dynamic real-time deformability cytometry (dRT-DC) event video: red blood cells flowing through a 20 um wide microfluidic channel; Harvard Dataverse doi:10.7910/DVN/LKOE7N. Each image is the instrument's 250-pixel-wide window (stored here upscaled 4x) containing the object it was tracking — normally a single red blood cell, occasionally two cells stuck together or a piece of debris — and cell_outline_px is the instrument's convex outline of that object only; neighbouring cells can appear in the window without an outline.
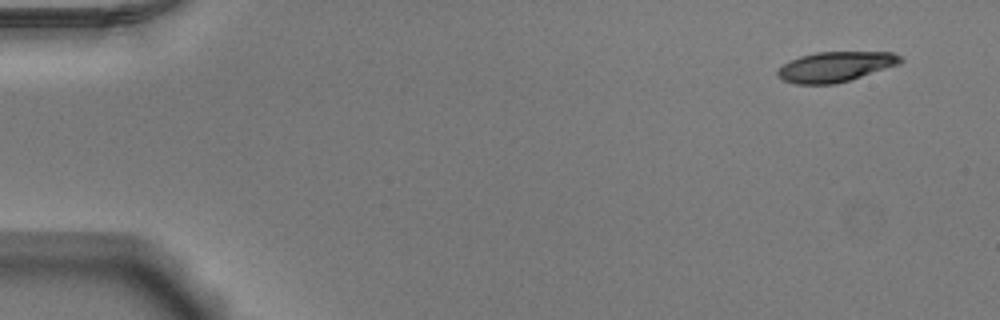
{"species": "Egyptian fruit bat (a non-hibernating species)", "species_latin": "Rousettus aegyptiacus", "temperature_condition": "warm", "stored_images_in_passage": 49, "camera_frame_rate_fps": 3000, "um_per_image_px": 0.085, "animal": {"sex": "male"}, "frame": {"image": 1, "passage_image": 1, "time_ms": 0.0, "image_size_px": [1000, 320], "cell_outline_px": [[904, 60], [900, 64], [848, 80], [832, 84], [796, 84], [784, 80], [776, 76], [776, 72], [784, 64], [800, 56], [816, 52], [892, 52], [900, 56]], "centroid_in_image_um": [71.01, 5.66], "position_along_channel_um": 14.0, "area_um2": 21.33}}
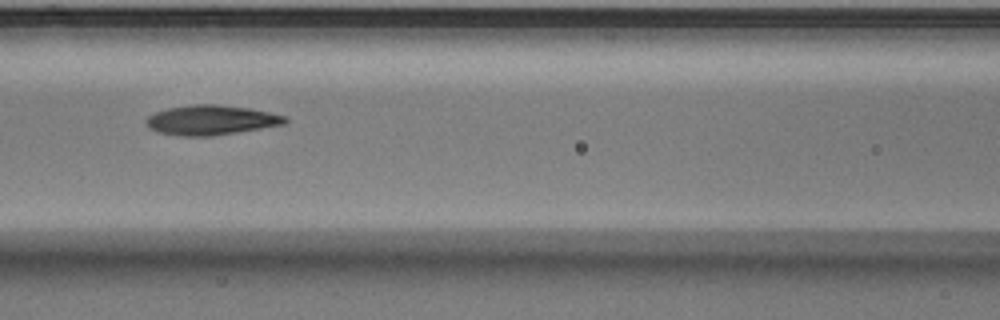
{"frame": {"image": 2, "passage_image": 21, "time_ms": 6.667, "image_size_px": [1000, 320], "cell_outline_px": [[288, 120], [284, 124], [212, 136], [184, 136], [160, 132], [148, 128], [144, 120], [148, 116], [156, 112], [168, 108], [192, 104], [220, 104], [248, 108], [268, 112], [284, 116]], "centroid_in_image_um": [17.9, 10.2], "position_along_channel_um": 148.7, "area_um2": 23.87}}
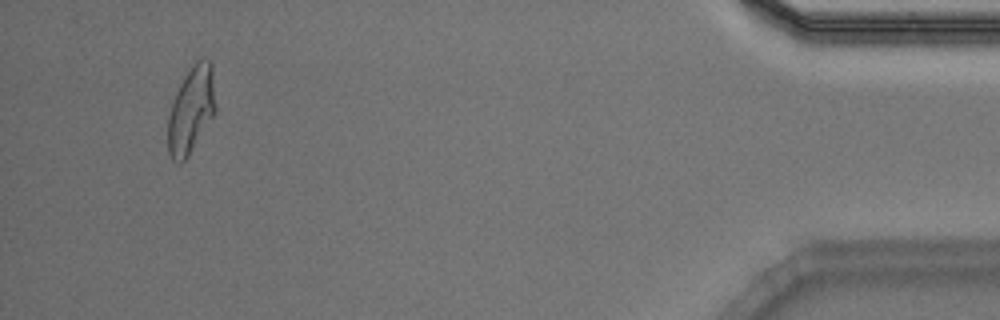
{"frame": {"image": 3, "passage_image": 47, "time_ms": 15.333, "image_size_px": [1000, 320], "cell_outline_px": [[216, 112], [188, 156], [180, 164], [172, 160], [168, 152], [168, 116], [176, 92], [184, 76], [196, 60], [200, 56], [204, 56], [212, 60], [216, 108]], "centroid_in_image_um": [16.27, 9.29], "position_along_channel_um": 418.9, "area_um2": 24.39}, "authors_computed_cell_mechanics": {"area_um2": 23.698, "velocity_mm_per_s": 3.9086, "shape_relaxation_time_tau1_ms": 6.2235, "shape_relaxation_time_tau2_ms": 3.0843, "deformation_change_tau1": 0.2108, "deformation_change_tau2": 0.1117}}